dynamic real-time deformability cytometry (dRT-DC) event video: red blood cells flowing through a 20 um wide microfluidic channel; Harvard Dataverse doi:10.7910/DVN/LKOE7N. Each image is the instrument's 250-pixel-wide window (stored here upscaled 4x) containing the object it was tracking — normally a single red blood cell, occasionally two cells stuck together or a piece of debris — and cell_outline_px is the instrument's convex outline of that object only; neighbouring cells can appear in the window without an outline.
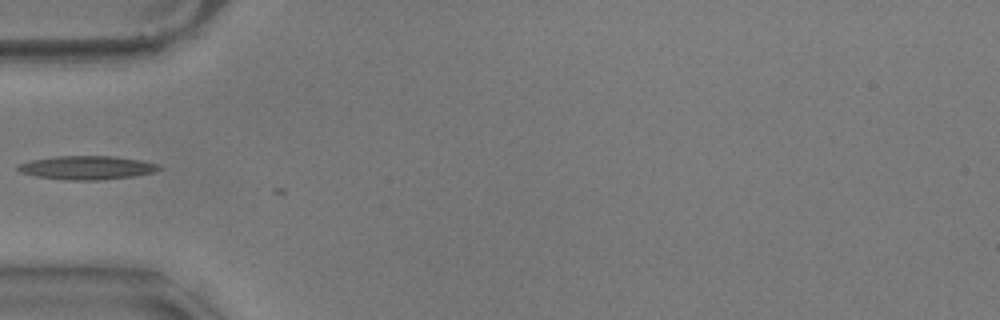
{"species": "common noctule bat (a hibernating species)", "species_latin": "Nyctalus noctula", "temperature_condition": "warm", "stored_images_in_passage": 16, "camera_frame_rate_fps": 3000, "um_per_image_px": 0.085, "animal": {"sex": "male", "body_mass_g": 17.9}, "frame": {"image": 1, "passage_image": 2, "time_ms": 0.333, "image_size_px": [1000, 320], "cell_outline_px": [[160, 168], [152, 172], [132, 176], [96, 180], [68, 180], [36, 176], [20, 172], [16, 168], [16, 164], [32, 160], [56, 156], [112, 156], [140, 160], [156, 164]], "centroid_in_image_um": [7.3, 14.24], "position_along_channel_um": 77.7, "area_um2": 19.13}}